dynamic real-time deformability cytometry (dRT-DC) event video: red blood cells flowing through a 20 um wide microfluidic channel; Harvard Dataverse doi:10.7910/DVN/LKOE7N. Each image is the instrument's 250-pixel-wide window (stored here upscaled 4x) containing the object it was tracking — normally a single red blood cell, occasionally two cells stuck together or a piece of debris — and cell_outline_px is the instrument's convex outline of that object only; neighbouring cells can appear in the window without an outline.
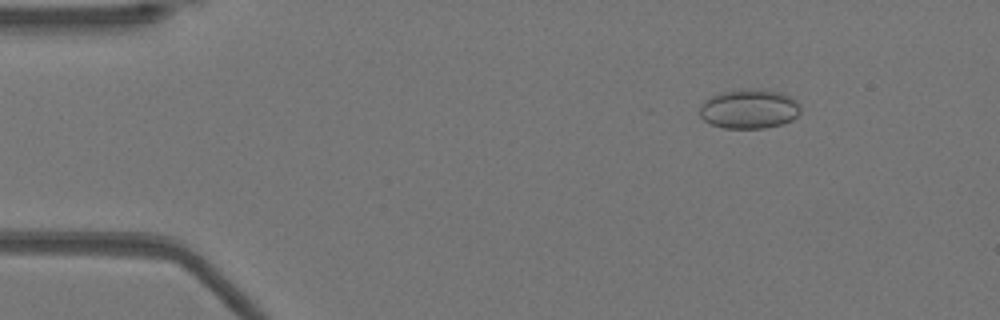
{"species": "Egyptian fruit bat (a non-hibernating species)", "species_latin": "Rousettus aegyptiacus", "temperature_condition": "warm", "stored_images_in_passage": 51, "camera_frame_rate_fps": 3000, "um_per_image_px": 0.085, "animal": {"sex": "female"}, "frame": {"image": 1, "passage_image": 7, "time_ms": 2.0, "image_size_px": [1000, 320], "cell_outline_px": [[800, 112], [792, 120], [784, 124], [764, 128], [724, 128], [712, 124], [704, 120], [700, 116], [700, 104], [704, 100], [720, 92], [740, 88], [748, 88], [784, 92], [792, 96], [800, 104]], "centroid_in_image_um": [63.7, 9.24], "position_along_channel_um": 21.3, "area_um2": 23.58}}
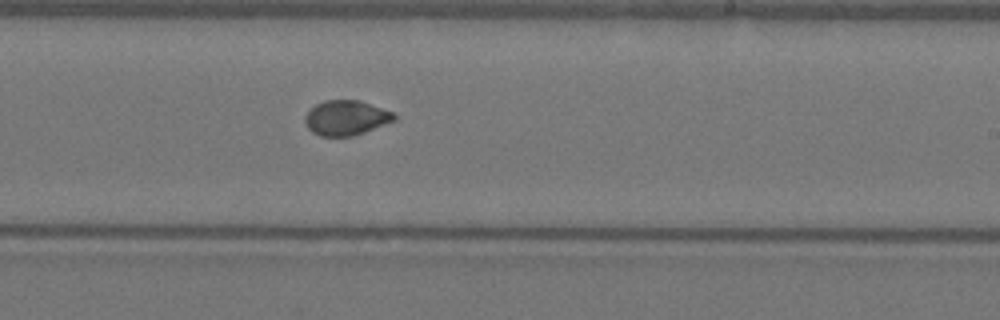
{"frame": {"image": 2, "passage_image": 31, "time_ms": 10.0, "image_size_px": [1000, 320], "cell_outline_px": [[396, 120], [364, 132], [352, 136], [320, 136], [312, 132], [308, 128], [304, 120], [304, 116], [316, 104], [324, 100], [360, 100], [392, 112], [396, 116]], "centroid_in_image_um": [29.4, 10.01], "position_along_channel_um": 259.6, "area_um2": 18.03}}
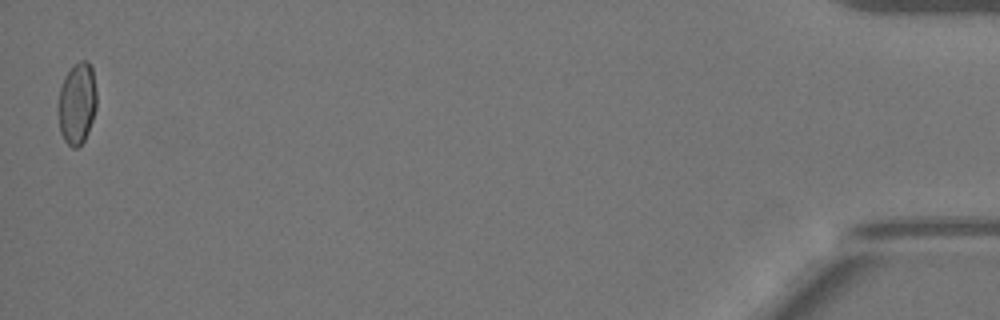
{"frame": {"image": 3, "passage_image": 51, "time_ms": 16.667, "image_size_px": [1000, 320], "cell_outline_px": [[96, 108], [88, 132], [84, 140], [76, 148], [72, 148], [64, 140], [60, 132], [56, 108], [56, 104], [60, 88], [64, 76], [80, 60], [88, 60], [92, 68], [96, 92]], "centroid_in_image_um": [6.52, 8.8], "position_along_channel_um": 428.7, "area_um2": 18.55}, "authors_computed_cell_mechanics": {"area_um2": 18.6694, "velocity_mm_per_s": 3.9512, "shape_relaxation_time_tau1_ms": null, "shape_relaxation_time_tau2_ms": 1.0783, "deformation_change_tau1": null, "deformation_change_tau2": 0.0415}}